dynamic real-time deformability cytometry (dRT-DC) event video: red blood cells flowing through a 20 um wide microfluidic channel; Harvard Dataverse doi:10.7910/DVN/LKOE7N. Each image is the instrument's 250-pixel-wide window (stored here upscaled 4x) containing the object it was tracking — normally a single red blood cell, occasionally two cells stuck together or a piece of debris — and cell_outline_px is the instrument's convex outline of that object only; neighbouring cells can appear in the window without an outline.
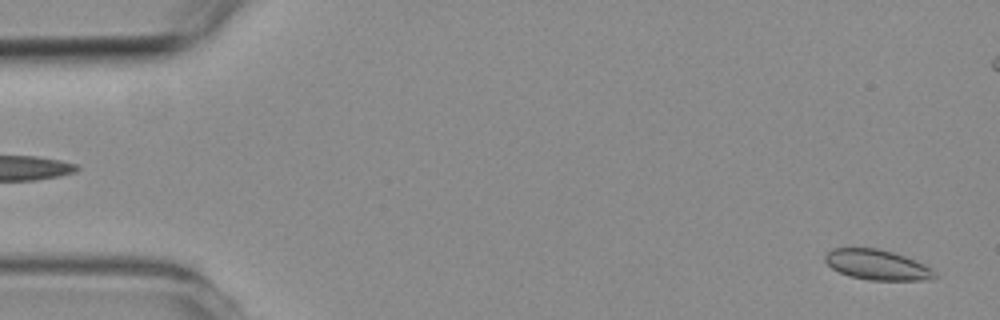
{"species": "common noctule bat (a hibernating species)", "species_latin": "Nyctalus noctula", "temperature_condition": "room temperature", "stored_images_in_passage": 7, "camera_frame_rate_fps": 3000, "um_per_image_px": 0.085, "animal": {"sex": "female", "body_mass_g": 19.3, "forearm_length_mm": 54.1}, "frame": {"image": 1, "passage_image": 7, "time_ms": 8.667, "image_size_px": [1000, 320], "cell_outline_px": [[940, 276], [920, 280], [868, 280], [848, 276], [832, 268], [824, 260], [824, 256], [832, 248], [876, 248], [892, 252], [904, 256], [924, 264], [936, 272]], "centroid_in_image_um": [74.54, 22.51], "position_along_channel_um": 10.5, "area_um2": 19.19}}